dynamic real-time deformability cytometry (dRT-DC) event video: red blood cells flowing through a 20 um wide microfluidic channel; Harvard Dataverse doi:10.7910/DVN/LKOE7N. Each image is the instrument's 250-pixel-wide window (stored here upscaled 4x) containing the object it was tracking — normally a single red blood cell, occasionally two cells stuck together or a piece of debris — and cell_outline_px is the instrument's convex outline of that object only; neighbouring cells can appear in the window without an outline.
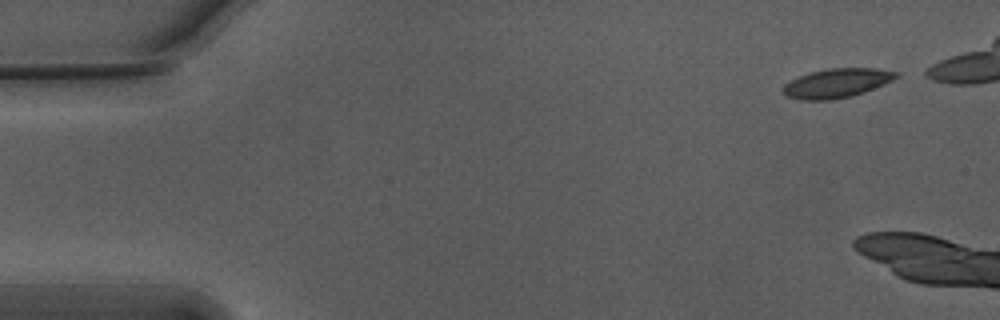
{"species": "Egyptian fruit bat (a non-hibernating species)", "species_latin": "Rousettus aegyptiacus", "temperature_condition": "warm", "stored_images_in_passage": 7, "camera_frame_rate_fps": 3000, "um_per_image_px": 0.085, "animal": {"sex": "male"}, "frame": {"image": 1, "passage_image": 1, "time_ms": 0.0, "image_size_px": [1000, 320], "cell_outline_px": [[900, 76], [884, 84], [864, 92], [852, 96], [832, 100], [800, 100], [784, 96], [784, 84], [800, 76], [812, 72], [828, 68], [876, 68], [900, 72]], "centroid_in_image_um": [71.16, 7.07], "position_along_channel_um": 13.8, "area_um2": 19.25}}